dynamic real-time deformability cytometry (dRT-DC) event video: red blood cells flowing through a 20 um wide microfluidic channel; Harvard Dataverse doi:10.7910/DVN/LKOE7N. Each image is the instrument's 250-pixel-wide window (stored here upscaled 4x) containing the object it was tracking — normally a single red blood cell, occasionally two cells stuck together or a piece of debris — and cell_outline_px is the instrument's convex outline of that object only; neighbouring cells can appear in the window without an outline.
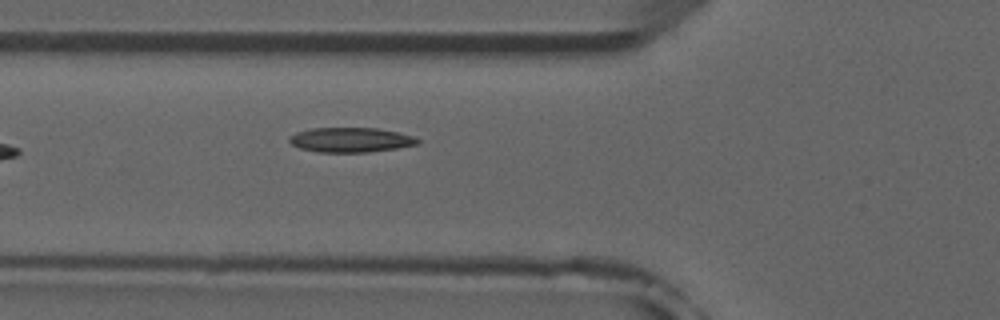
{"species": "common noctule bat (a hibernating species)", "species_latin": "Nyctalus noctula", "temperature_condition": "room temperature", "stored_images_in_passage": 7, "camera_frame_rate_fps": 3000, "um_per_image_px": 0.085, "animal": {"sex": "male", "forearm_length_mm": 52.5}, "frame": {"image": 1, "passage_image": 7, "time_ms": 7.0, "image_size_px": [1000, 320], "cell_outline_px": [[420, 144], [396, 148], [368, 152], [316, 152], [300, 148], [292, 144], [288, 140], [288, 136], [296, 132], [312, 128], [376, 128], [396, 132], [412, 136], [420, 140]], "centroid_in_image_um": [29.77, 11.89], "position_along_channel_um": 96.0, "area_um2": 18.44}}